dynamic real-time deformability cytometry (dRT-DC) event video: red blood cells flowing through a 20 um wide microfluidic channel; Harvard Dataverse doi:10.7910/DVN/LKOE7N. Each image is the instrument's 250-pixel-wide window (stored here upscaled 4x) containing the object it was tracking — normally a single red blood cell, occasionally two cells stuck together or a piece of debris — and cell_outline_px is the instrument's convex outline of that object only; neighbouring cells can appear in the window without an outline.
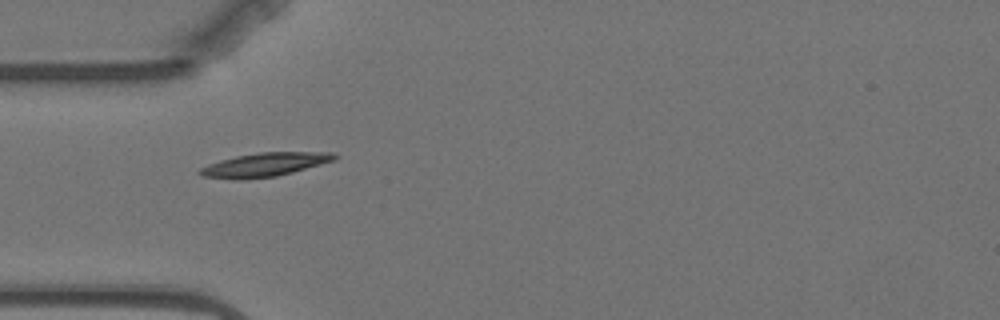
{"species": "Egyptian fruit bat (a non-hibernating species)", "species_latin": "Rousettus aegyptiacus", "temperature_condition": "warm", "stored_images_in_passage": 2, "camera_frame_rate_fps": 3000, "um_per_image_px": 0.085, "animal": {"sex": "female"}, "frame": {"image": 1, "passage_image": 1, "time_ms": 0.0, "image_size_px": [1000, 320], "cell_outline_px": [[340, 156], [336, 160], [292, 172], [276, 176], [244, 180], [236, 180], [200, 176], [196, 172], [200, 168], [208, 164], [220, 160], [236, 156], [260, 152], [332, 152]], "centroid_in_image_um": [22.47, 14.0], "position_along_channel_um": 62.5, "area_um2": 18.84}}
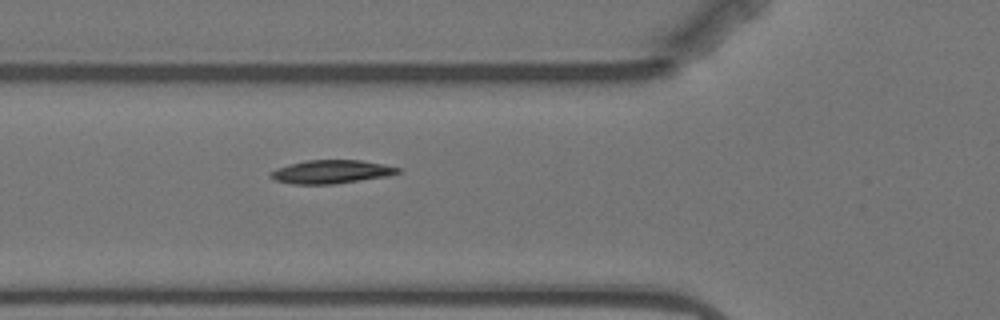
{"frame": {"image": 2, "passage_image": 2, "time_ms": 1.0, "image_size_px": [1000, 320], "cell_outline_px": [[400, 172], [388, 176], [336, 184], [292, 184], [276, 180], [268, 176], [268, 172], [276, 168], [288, 164], [308, 160], [360, 160], [384, 164], [400, 168]], "centroid_in_image_um": [28.13, 14.6], "position_along_channel_um": 97.7, "area_um2": 17.51}}